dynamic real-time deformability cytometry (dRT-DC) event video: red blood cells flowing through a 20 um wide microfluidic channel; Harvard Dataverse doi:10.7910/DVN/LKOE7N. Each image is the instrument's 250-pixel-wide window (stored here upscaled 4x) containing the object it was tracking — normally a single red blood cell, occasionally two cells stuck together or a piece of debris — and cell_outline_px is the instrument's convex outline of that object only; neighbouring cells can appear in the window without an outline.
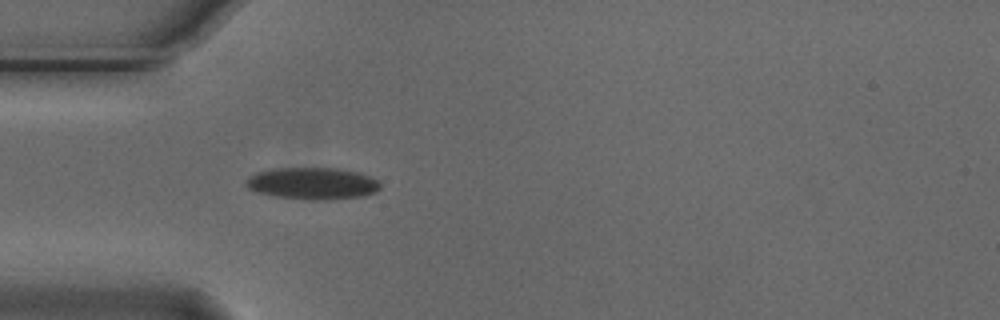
{"species": "Egyptian fruit bat (a non-hibernating species)", "species_latin": "Rousettus aegyptiacus", "temperature_condition": "cold", "stored_images_in_passage": 5, "camera_frame_rate_fps": 3000, "um_per_image_px": 0.085, "animal": {"sex": "male"}, "frame": {"image": 1, "passage_image": 5, "time_ms": 1.333, "image_size_px": [1000, 320], "cell_outline_px": [[380, 188], [376, 192], [364, 196], [328, 200], [312, 200], [276, 196], [256, 192], [248, 188], [244, 184], [244, 180], [248, 176], [256, 172], [272, 168], [336, 168], [360, 172], [380, 180]], "centroid_in_image_um": [26.56, 15.58], "position_along_channel_um": 58.4, "area_um2": 25.37}}